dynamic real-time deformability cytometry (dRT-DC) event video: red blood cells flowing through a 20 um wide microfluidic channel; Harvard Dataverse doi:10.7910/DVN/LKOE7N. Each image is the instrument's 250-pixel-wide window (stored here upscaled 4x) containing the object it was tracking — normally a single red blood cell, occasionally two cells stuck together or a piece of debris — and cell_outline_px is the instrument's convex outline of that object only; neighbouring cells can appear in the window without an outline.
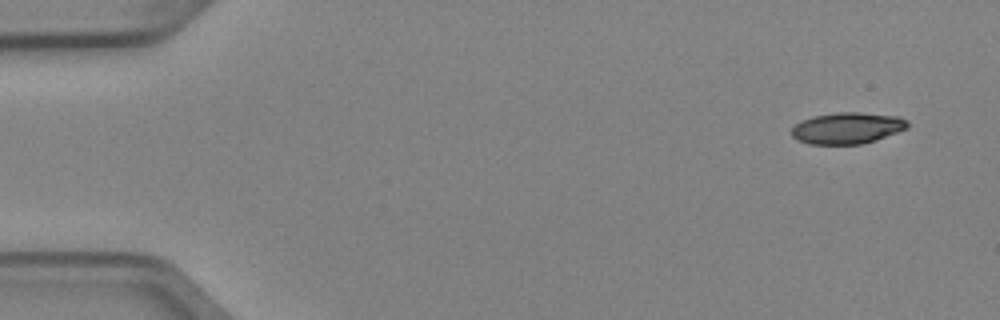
{"species": "Egyptian fruit bat (a non-hibernating species)", "species_latin": "Rousettus aegyptiacus", "temperature_condition": "cold", "stored_images_in_passage": 5, "camera_frame_rate_fps": 3000, "um_per_image_px": 0.085, "animal": {"sex": "female"}, "frame": {"image": 1, "passage_image": 1, "time_ms": 0.0, "image_size_px": [1000, 320], "cell_outline_px": [[908, 128], [876, 140], [860, 144], [808, 144], [796, 140], [792, 136], [792, 128], [796, 124], [812, 116], [836, 112], [860, 112], [900, 116], [908, 120]], "centroid_in_image_um": [72.03, 10.88], "position_along_channel_um": 13.0, "area_um2": 21.33}}
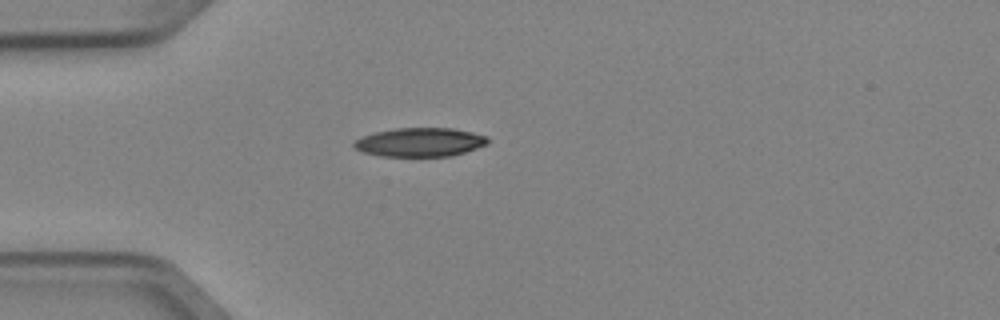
{"frame": {"image": 2, "passage_image": 4, "time_ms": 1.0, "image_size_px": [1000, 320], "cell_outline_px": [[488, 144], [452, 156], [380, 156], [360, 152], [352, 144], [356, 140], [364, 136], [376, 132], [396, 128], [452, 128], [472, 132], [488, 136]], "centroid_in_image_um": [35.7, 12.09], "position_along_channel_um": 49.3, "area_um2": 22.43}}